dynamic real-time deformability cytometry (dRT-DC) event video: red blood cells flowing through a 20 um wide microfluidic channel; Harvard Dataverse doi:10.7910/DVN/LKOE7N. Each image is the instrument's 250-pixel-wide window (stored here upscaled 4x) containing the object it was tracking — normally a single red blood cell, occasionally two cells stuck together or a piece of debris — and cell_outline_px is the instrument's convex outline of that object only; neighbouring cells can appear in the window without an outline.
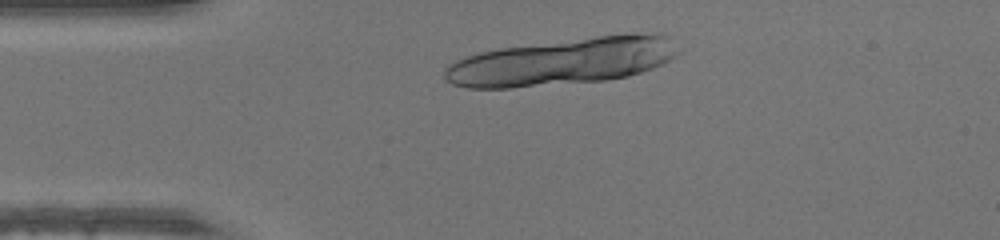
{"species": "human", "species_latin": "Homo sapiens", "temperature_condition": "warm", "stored_images_in_passage": 10, "camera_frame_rate_fps": 3000, "um_per_image_px": 0.085, "donor": {"sex": "male"}, "frame": {"image": 1, "passage_image": 4, "time_ms": 1.0, "image_size_px": [1000, 240], "cell_outline_px": [[684, 48], [680, 52], [668, 60], [652, 68], [628, 76], [608, 80], [512, 88], [468, 88], [452, 84], [444, 76], [444, 68], [448, 64], [456, 60], [480, 52], [500, 48], [632, 32], [660, 32], [668, 36]], "centroid_in_image_um": [47.89, 5.22], "position_along_channel_um": 37.1, "area_um2": 64.39}}